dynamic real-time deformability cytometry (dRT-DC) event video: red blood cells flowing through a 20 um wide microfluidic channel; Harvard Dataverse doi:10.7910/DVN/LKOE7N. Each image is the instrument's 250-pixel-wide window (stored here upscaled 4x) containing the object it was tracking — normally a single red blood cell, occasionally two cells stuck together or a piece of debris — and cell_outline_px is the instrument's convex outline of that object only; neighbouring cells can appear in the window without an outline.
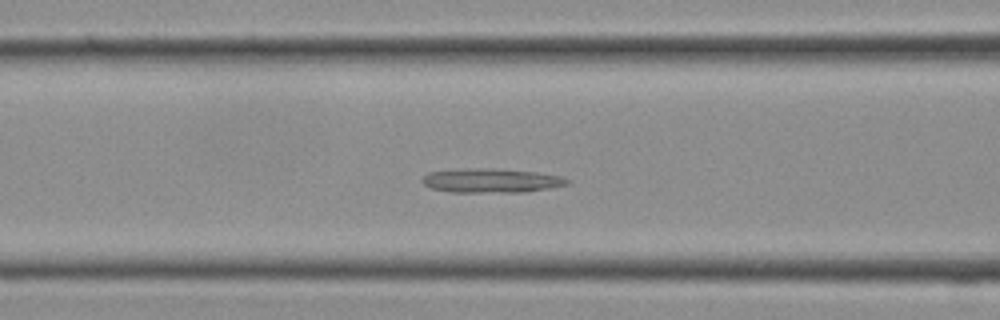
{"species": "Egyptian fruit bat (a non-hibernating species)", "species_latin": "Rousettus aegyptiacus", "temperature_condition": "cold", "stored_images_in_passage": 14, "camera_frame_rate_fps": 3000, "um_per_image_px": 0.085, "frame": {"image": 1, "passage_image": 10, "time_ms": 3.0, "image_size_px": [1000, 320], "cell_outline_px": [[572, 180], [568, 184], [548, 188], [524, 192], [448, 192], [432, 188], [424, 184], [420, 180], [428, 172], [464, 168], [488, 168], [536, 172], [560, 176]], "centroid_in_image_um": [41.73, 15.34], "position_along_channel_um": 124.9, "area_um2": 20.4}}
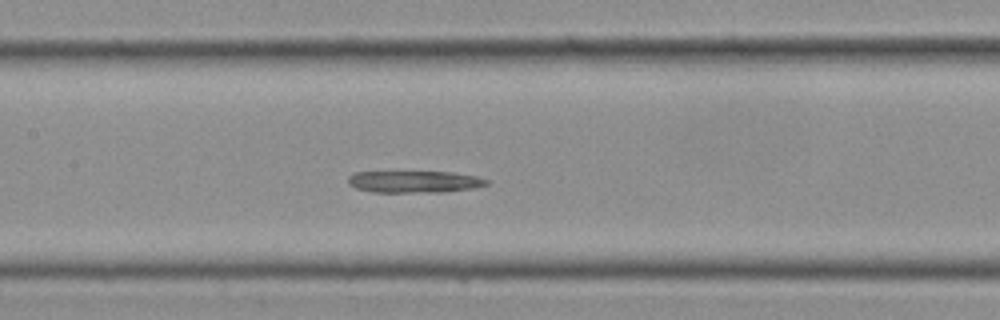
{"frame": {"image": 2, "passage_image": 12, "time_ms": 3.667, "image_size_px": [1000, 320], "cell_outline_px": [[492, 184], [472, 188], [440, 192], [372, 192], [356, 188], [348, 184], [348, 176], [356, 172], [452, 172], [476, 176], [488, 180]], "centroid_in_image_um": [35.23, 15.44], "position_along_channel_um": 172.2, "area_um2": 17.63}}
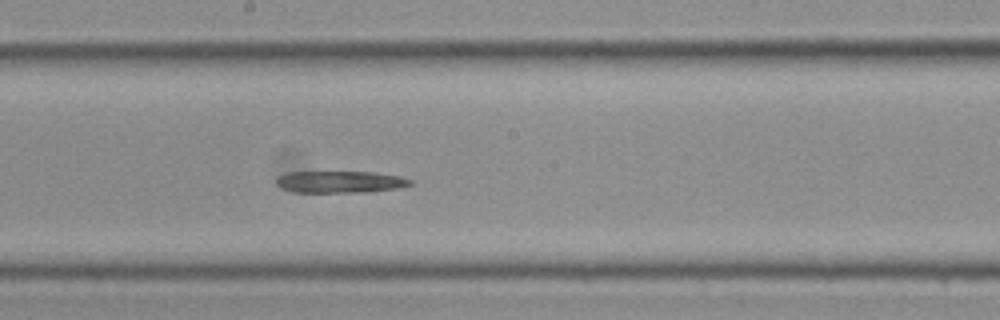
{"frame": {"image": 3, "passage_image": 14, "time_ms": 4.333, "image_size_px": [1000, 320], "cell_outline_px": [[412, 184], [400, 188], [368, 192], [292, 192], [276, 184], [276, 176], [288, 172], [372, 172], [400, 176], [412, 180]], "centroid_in_image_um": [28.92, 15.46], "position_along_channel_um": 219.3, "area_um2": 17.11}}